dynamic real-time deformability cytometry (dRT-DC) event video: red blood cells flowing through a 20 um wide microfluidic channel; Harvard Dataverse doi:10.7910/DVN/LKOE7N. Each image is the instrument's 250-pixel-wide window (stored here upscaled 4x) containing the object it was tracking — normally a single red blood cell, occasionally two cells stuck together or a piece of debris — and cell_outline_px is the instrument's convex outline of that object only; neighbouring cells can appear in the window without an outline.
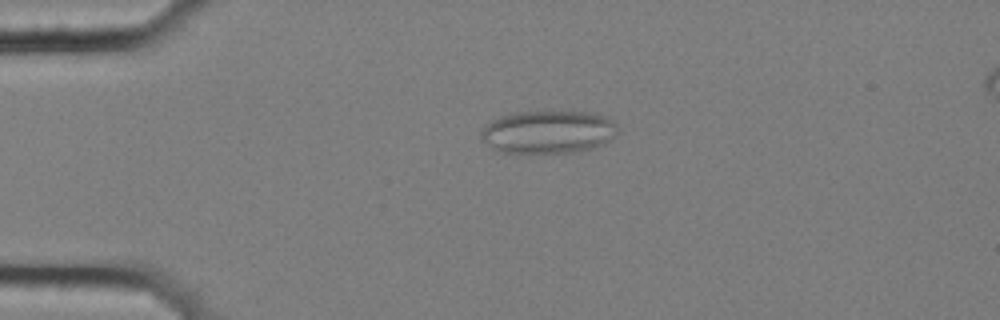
{"species": "common noctule bat (a hibernating species)", "species_latin": "Nyctalus noctula", "temperature_condition": "cold", "stored_images_in_passage": 6, "camera_frame_rate_fps": 3000, "um_per_image_px": 0.085, "animal": {"sex": "female", "body_mass_g": 25.1}, "frame": {"image": 1, "passage_image": 4, "time_ms": 1.0, "image_size_px": [1000, 320], "cell_outline_px": [[616, 136], [612, 140], [604, 144], [592, 148], [572, 152], [500, 152], [492, 148], [480, 140], [480, 132], [492, 120], [500, 116], [512, 112], [596, 112], [608, 116], [616, 124]], "centroid_in_image_um": [46.61, 11.2], "position_along_channel_um": 38.4, "area_um2": 34.33}}